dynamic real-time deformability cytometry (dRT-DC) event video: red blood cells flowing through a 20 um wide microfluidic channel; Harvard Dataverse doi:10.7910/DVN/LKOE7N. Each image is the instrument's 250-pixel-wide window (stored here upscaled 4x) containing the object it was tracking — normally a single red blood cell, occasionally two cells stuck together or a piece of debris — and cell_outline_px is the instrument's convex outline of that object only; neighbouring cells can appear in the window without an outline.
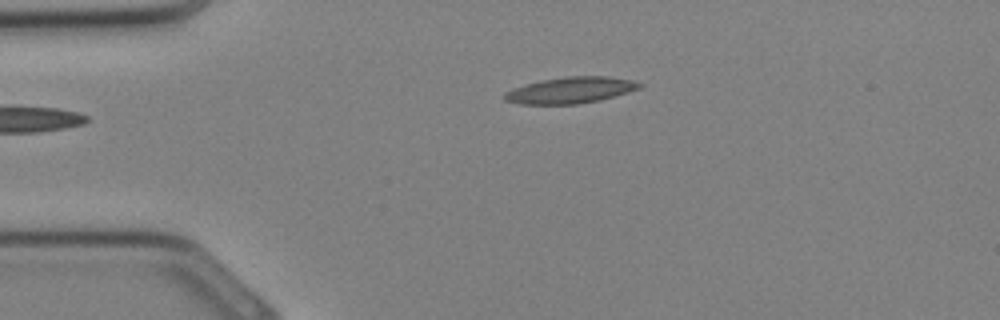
{"species": "Egyptian fruit bat (a non-hibernating species)", "species_latin": "Rousettus aegyptiacus", "temperature_condition": "cold", "stored_images_in_passage": 28, "segment_of_instrument_passage": [1, 2], "camera_frame_rate_fps": 3000, "um_per_image_px": 0.085, "animal": {"sex": "female"}, "frame": {"image": 1, "passage_image": 1, "time_ms": 0.0, "image_size_px": [1000, 320], "cell_outline_px": [[644, 84], [640, 88], [628, 92], [600, 100], [576, 104], [520, 104], [504, 100], [504, 92], [524, 84], [540, 80], [568, 76], [608, 76], [632, 80]], "centroid_in_image_um": [48.49, 7.66], "position_along_channel_um": 36.5, "area_um2": 20.69}}
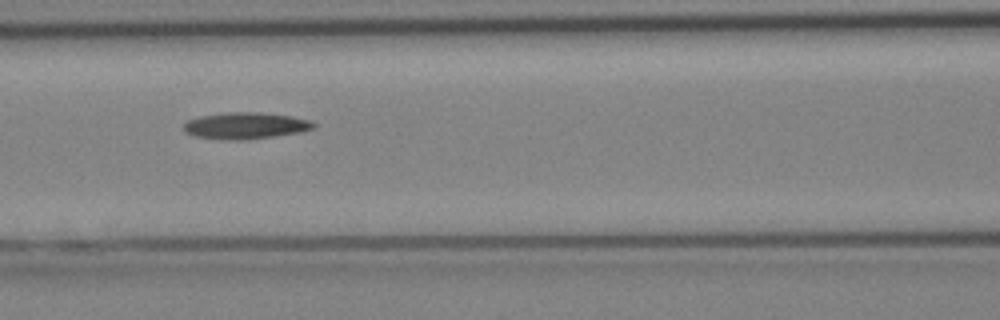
{"frame": {"image": 2, "passage_image": 8, "time_ms": 2.333, "image_size_px": [1000, 320], "cell_outline_px": [[316, 124], [312, 128], [300, 132], [244, 140], [236, 140], [196, 136], [188, 132], [184, 128], [184, 124], [188, 120], [204, 116], [224, 112], [256, 112], [292, 116], [312, 120]], "centroid_in_image_um": [20.92, 10.67], "position_along_channel_um": 145.7, "area_um2": 19.65}}
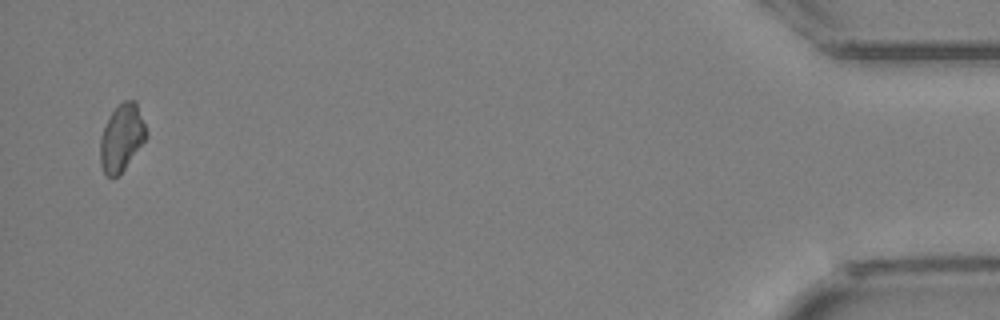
{"frame": {"image": 3, "passage_image": 26, "time_ms": 8.333, "image_size_px": [1000, 320], "cell_outline_px": [[148, 136], [124, 168], [116, 176], [108, 176], [104, 172], [100, 164], [100, 136], [112, 112], [124, 100], [136, 100], [148, 132]], "centroid_in_image_um": [10.36, 11.68], "position_along_channel_um": 424.8, "area_um2": 17.69}}